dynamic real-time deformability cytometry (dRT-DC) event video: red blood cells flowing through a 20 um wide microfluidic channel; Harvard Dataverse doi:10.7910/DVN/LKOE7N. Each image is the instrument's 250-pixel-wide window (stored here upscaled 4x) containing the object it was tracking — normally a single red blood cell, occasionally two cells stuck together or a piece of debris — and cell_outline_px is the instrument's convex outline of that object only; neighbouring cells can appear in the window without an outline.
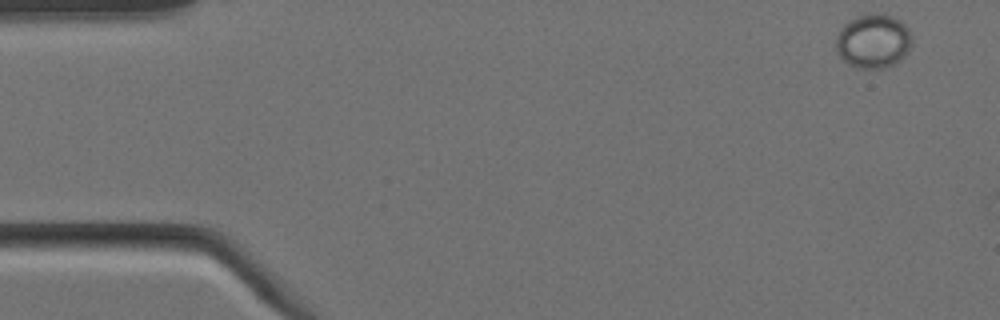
{"species": "Egyptian fruit bat (a non-hibernating species)", "species_latin": "Rousettus aegyptiacus", "temperature_condition": "cold", "stored_images_in_passage": 2, "camera_frame_rate_fps": 3000, "um_per_image_px": 0.085, "animal": {"sex": "female"}, "frame": {"image": 1, "passage_image": 1, "time_ms": 0.0, "image_size_px": [1000, 320], "cell_outline_px": [[912, 40], [908, 52], [900, 60], [884, 68], [856, 68], [848, 64], [840, 56], [836, 48], [836, 36], [844, 24], [848, 20], [860, 16], [892, 16], [900, 20], [908, 28]], "centroid_in_image_um": [74.22, 3.53], "position_along_channel_um": 10.8, "area_um2": 23.47}}